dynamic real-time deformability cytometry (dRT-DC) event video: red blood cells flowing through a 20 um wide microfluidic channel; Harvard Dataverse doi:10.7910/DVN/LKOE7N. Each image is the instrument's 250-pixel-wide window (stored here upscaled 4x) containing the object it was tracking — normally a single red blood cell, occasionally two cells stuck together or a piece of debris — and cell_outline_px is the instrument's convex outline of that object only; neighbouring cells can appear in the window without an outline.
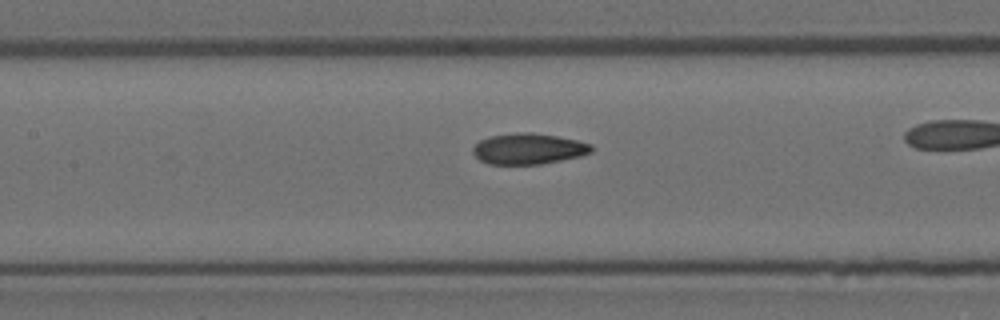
{"species": "Egyptian fruit bat (a non-hibernating species)", "species_latin": "Rousettus aegyptiacus", "temperature_condition": "room temperature", "stored_images_in_passage": 24, "camera_frame_rate_fps": 3000, "um_per_image_px": 0.085, "animal": {"sex": "female"}, "frame": {"image": 1, "passage_image": 8, "time_ms": 2.333, "image_size_px": [1000, 320], "cell_outline_px": [[592, 152], [580, 156], [540, 164], [488, 164], [480, 160], [472, 152], [472, 148], [480, 140], [488, 136], [516, 132], [532, 132], [556, 136], [576, 140], [592, 144]], "centroid_in_image_um": [44.89, 12.64], "position_along_channel_um": 162.5, "area_um2": 21.33}}
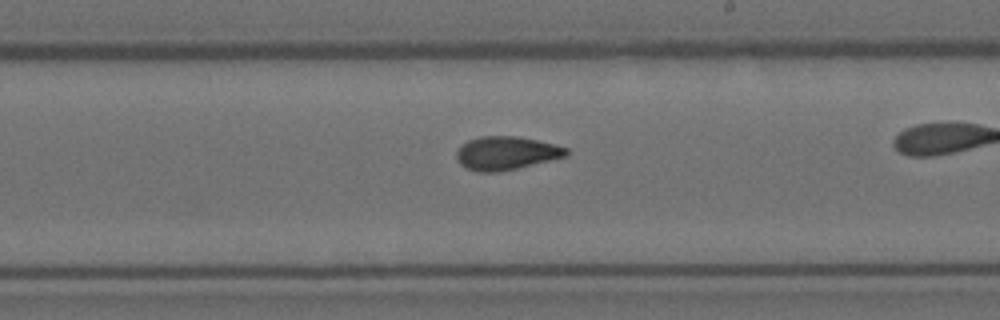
{"frame": {"image": 2, "passage_image": 14, "time_ms": 4.333, "image_size_px": [1000, 320], "cell_outline_px": [[568, 156], [500, 172], [476, 172], [460, 164], [456, 160], [456, 152], [468, 140], [480, 136], [516, 136], [536, 140], [568, 148]], "centroid_in_image_um": [43.01, 13.02], "position_along_channel_um": 246.0, "area_um2": 21.27}}
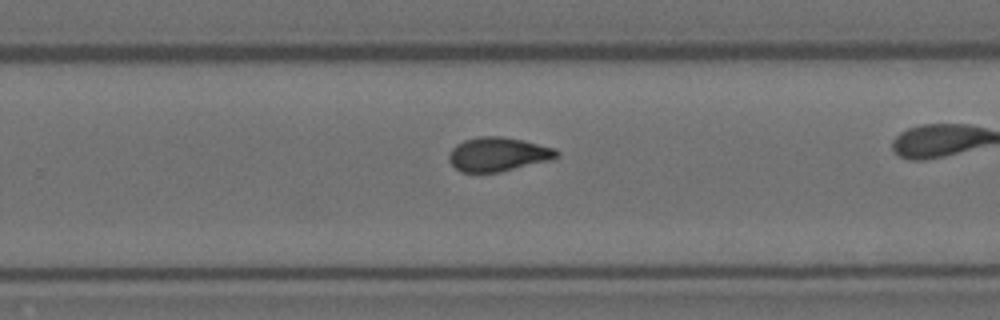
{"frame": {"image": 3, "passage_image": 17, "time_ms": 5.333, "image_size_px": [1000, 320], "cell_outline_px": [[560, 152], [552, 160], [500, 172], [460, 172], [448, 160], [448, 156], [452, 148], [456, 144], [464, 140], [480, 136], [500, 136], [524, 140], [556, 148]], "centroid_in_image_um": [42.35, 13.11], "position_along_channel_um": 287.5, "area_um2": 21.5}}